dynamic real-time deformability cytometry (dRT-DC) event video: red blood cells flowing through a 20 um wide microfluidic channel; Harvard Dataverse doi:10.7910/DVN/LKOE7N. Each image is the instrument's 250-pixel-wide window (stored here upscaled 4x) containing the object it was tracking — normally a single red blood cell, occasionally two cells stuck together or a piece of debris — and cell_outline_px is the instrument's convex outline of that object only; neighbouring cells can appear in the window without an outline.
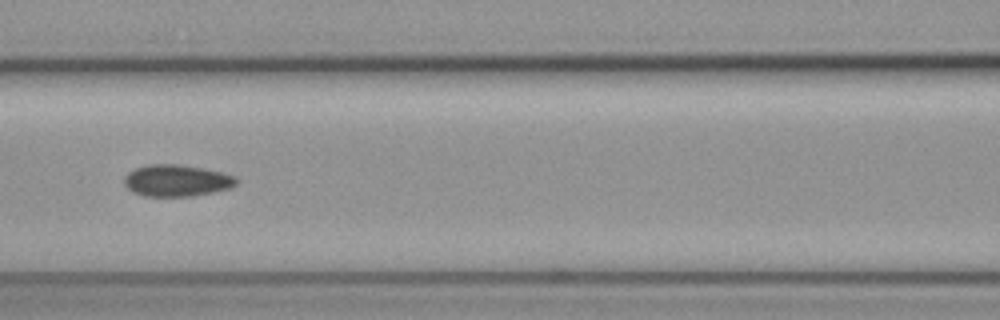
{"species": "common noctule bat (a hibernating species)", "species_latin": "Nyctalus noctula", "temperature_condition": "cold", "stored_images_in_passage": 55, "camera_frame_rate_fps": 3000, "um_per_image_px": 0.085, "animal": {"sex": "female", "body_mass_g": 19.3, "forearm_length_mm": 54.1}, "frame": {"image": 1, "passage_image": 24, "time_ms": 7.667, "image_size_px": [1000, 320], "cell_outline_px": [[236, 184], [232, 188], [192, 196], [144, 196], [132, 192], [124, 184], [124, 176], [128, 172], [136, 168], [148, 164], [180, 164], [220, 172], [236, 176]], "centroid_in_image_um": [14.99, 15.35], "position_along_channel_um": 151.6, "area_um2": 20.69}}
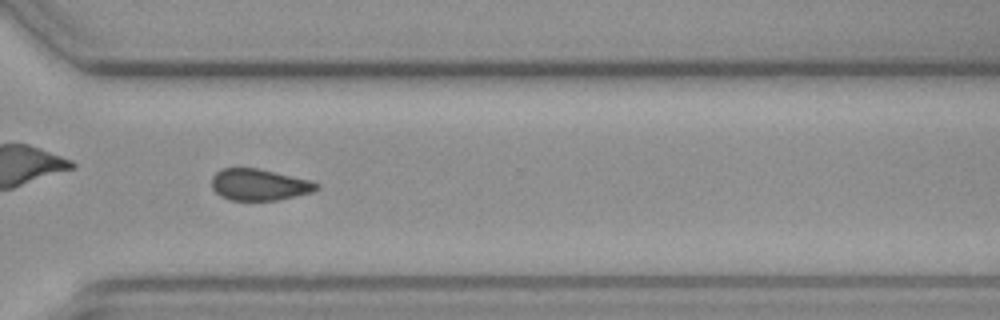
{"frame": {"image": 2, "passage_image": 40, "time_ms": 13.0, "image_size_px": [1000, 320], "cell_outline_px": [[320, 188], [312, 192], [296, 196], [276, 200], [228, 200], [220, 196], [212, 188], [212, 176], [220, 168], [260, 168], [308, 180], [320, 184]], "centroid_in_image_um": [22.01, 15.69], "position_along_channel_um": 348.6, "area_um2": 19.31}}
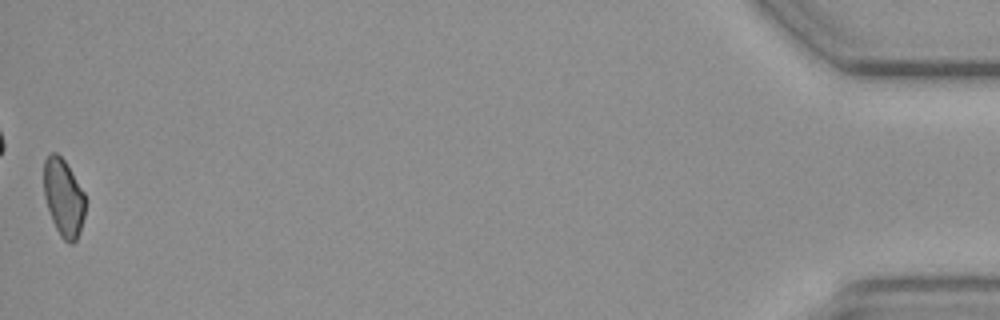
{"frame": {"image": 3, "passage_image": 55, "time_ms": 18.0, "image_size_px": [1000, 320], "cell_outline_px": [[84, 216], [80, 232], [76, 240], [72, 244], [68, 244], [60, 236], [52, 220], [44, 196], [44, 160], [52, 152], [56, 152], [64, 160], [84, 192]], "centroid_in_image_um": [5.4, 16.82], "position_along_channel_um": 429.8, "area_um2": 18.55}, "authors_computed_cell_mechanics": {"area_um2": 20.0566, "velocity_mm_per_s": 3.6976, "shape_relaxation_time_tau1_ms": null, "shape_relaxation_time_tau2_ms": 8.6287, "deformation_change_tau1": null, "deformation_change_tau2": 0.1237}}